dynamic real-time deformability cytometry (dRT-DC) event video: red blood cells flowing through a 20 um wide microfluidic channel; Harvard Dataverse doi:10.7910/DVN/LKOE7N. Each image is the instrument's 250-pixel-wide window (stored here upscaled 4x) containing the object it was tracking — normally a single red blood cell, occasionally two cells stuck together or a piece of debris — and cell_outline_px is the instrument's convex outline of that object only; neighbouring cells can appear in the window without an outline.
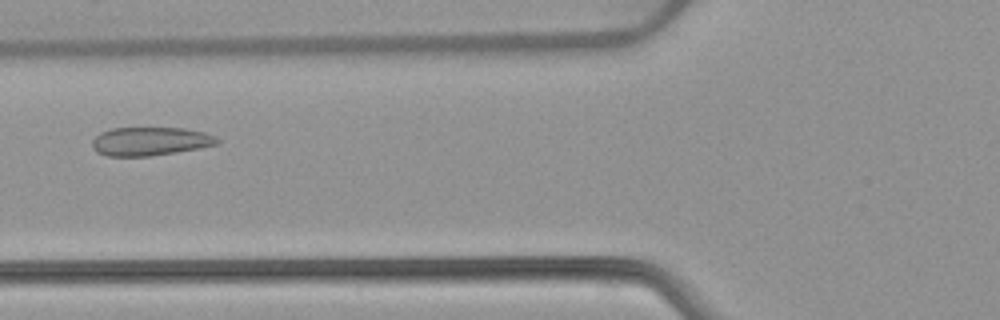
{"species": "common noctule bat (a hibernating species)", "species_latin": "Nyctalus noctula", "temperature_condition": "warm", "stored_images_in_passage": 50, "camera_frame_rate_fps": 3000, "um_per_image_px": 0.085, "animal": {"sex": "female", "body_mass_g": 22.7, "forearm_length_mm": 54.2}, "frame": {"image": 1, "passage_image": 18, "time_ms": 5.667, "image_size_px": [1000, 320], "cell_outline_px": [[220, 144], [176, 152], [152, 156], [108, 156], [96, 152], [92, 148], [92, 140], [100, 132], [112, 128], [184, 128], [204, 132], [216, 136], [220, 140]], "centroid_in_image_um": [12.77, 12.01], "position_along_channel_um": 113.0, "area_um2": 20.92}}
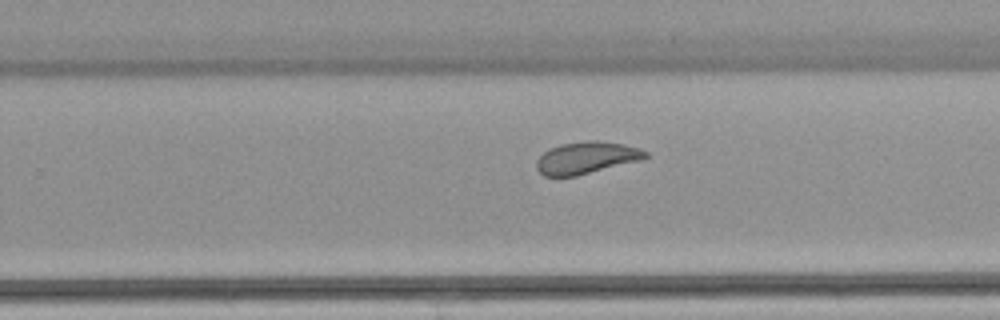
{"frame": {"image": 2, "passage_image": 31, "time_ms": 10.0, "image_size_px": [1000, 320], "cell_outline_px": [[648, 156], [640, 160], [576, 176], [544, 176], [536, 168], [536, 160], [548, 148], [560, 144], [588, 140], [596, 140], [624, 144], [640, 148], [648, 152]], "centroid_in_image_um": [49.83, 13.4], "position_along_channel_um": 280.0, "area_um2": 20.35}}
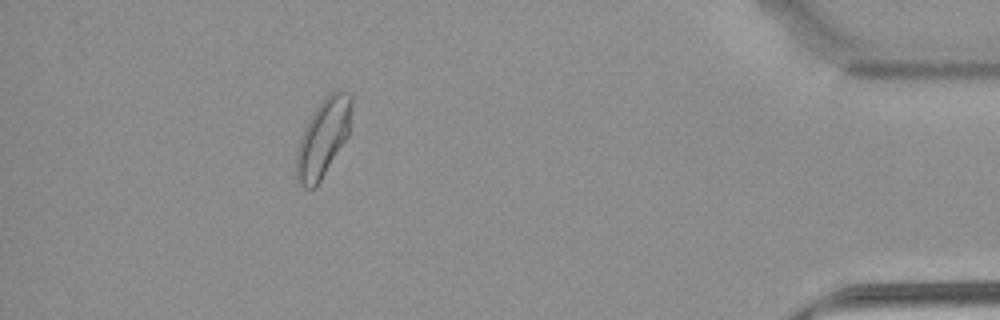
{"frame": {"image": 3, "passage_image": 45, "time_ms": 14.667, "image_size_px": [1000, 320], "cell_outline_px": [[352, 104], [348, 136], [316, 188], [304, 188], [296, 180], [296, 152], [304, 128], [308, 120], [320, 100], [328, 92], [336, 88], [340, 88], [352, 96]], "centroid_in_image_um": [27.47, 11.67], "position_along_channel_um": 407.7, "area_um2": 25.37}, "authors_computed_cell_mechanics": {"area_um2": 22.8599, "velocity_mm_per_s": 3.8554, "shape_relaxation_time_tau1_ms": 8.6715, "shape_relaxation_time_tau2_ms": 0.8336, "deformation_change_tau1": 0.1581, "deformation_change_tau2": 0.071}}